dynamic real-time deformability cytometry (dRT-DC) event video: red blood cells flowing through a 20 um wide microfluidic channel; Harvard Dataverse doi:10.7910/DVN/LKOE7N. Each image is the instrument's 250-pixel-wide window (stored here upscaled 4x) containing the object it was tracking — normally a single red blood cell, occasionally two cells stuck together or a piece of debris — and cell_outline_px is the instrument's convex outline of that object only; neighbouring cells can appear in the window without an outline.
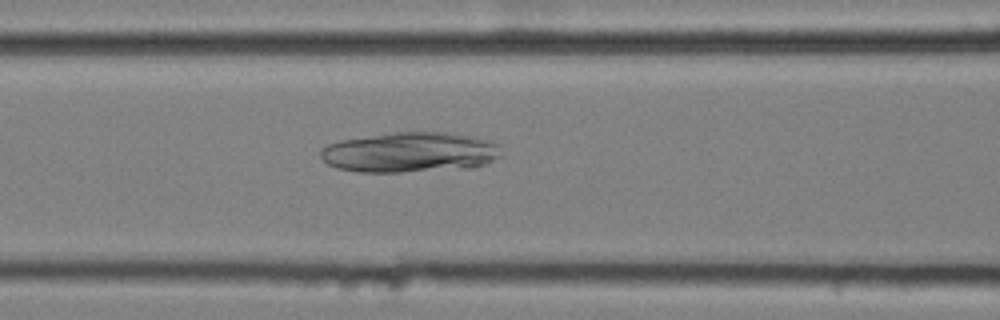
{"species": "common noctule bat (a hibernating species)", "species_latin": "Nyctalus noctula", "temperature_condition": "cold", "stored_images_in_passage": 48, "camera_frame_rate_fps": 3000, "um_per_image_px": 0.085, "animal": {"sex": "female", "body_mass_g": 25.1}, "frame": {"image": 1, "passage_image": 15, "time_ms": 4.667, "image_size_px": [1000, 320], "cell_outline_px": [[500, 156], [476, 168], [400, 172], [356, 172], [336, 168], [328, 164], [320, 156], [320, 152], [328, 144], [340, 140], [392, 132], [448, 132], [476, 136], [492, 140], [500, 144]], "centroid_in_image_um": [34.9, 12.94], "position_along_channel_um": 131.7, "area_um2": 42.89}}
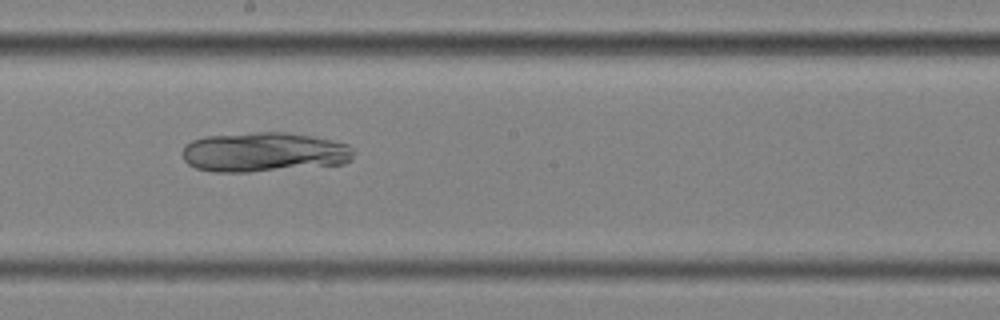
{"frame": {"image": 2, "passage_image": 23, "time_ms": 7.333, "image_size_px": [1000, 320], "cell_outline_px": [[352, 160], [344, 164], [248, 172], [212, 172], [196, 168], [188, 164], [184, 160], [184, 148], [192, 140], [208, 136], [256, 132], [284, 132], [312, 136], [332, 140], [348, 144], [352, 148]], "centroid_in_image_um": [22.46, 12.94], "position_along_channel_um": 225.7, "area_um2": 39.42}}
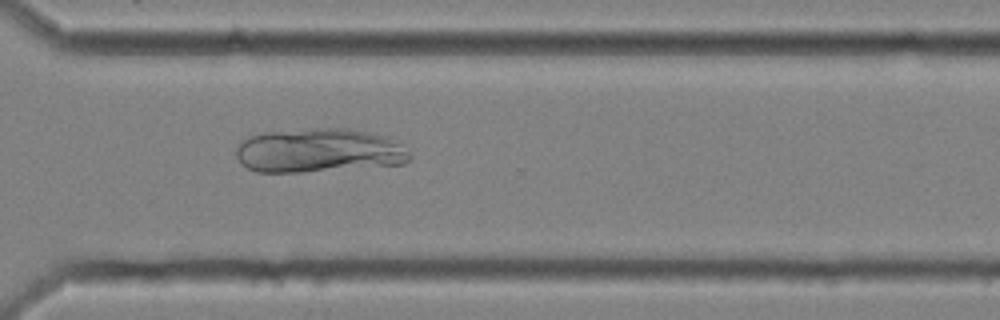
{"frame": {"image": 3, "passage_image": 33, "time_ms": 10.667, "image_size_px": [1000, 320], "cell_outline_px": [[412, 160], [404, 164], [300, 172], [256, 172], [248, 168], [236, 156], [236, 148], [240, 140], [248, 136], [264, 132], [316, 128], [348, 128], [388, 136], [408, 152], [412, 156]], "centroid_in_image_um": [27.09, 12.79], "position_along_channel_um": 343.5, "area_um2": 44.68}}